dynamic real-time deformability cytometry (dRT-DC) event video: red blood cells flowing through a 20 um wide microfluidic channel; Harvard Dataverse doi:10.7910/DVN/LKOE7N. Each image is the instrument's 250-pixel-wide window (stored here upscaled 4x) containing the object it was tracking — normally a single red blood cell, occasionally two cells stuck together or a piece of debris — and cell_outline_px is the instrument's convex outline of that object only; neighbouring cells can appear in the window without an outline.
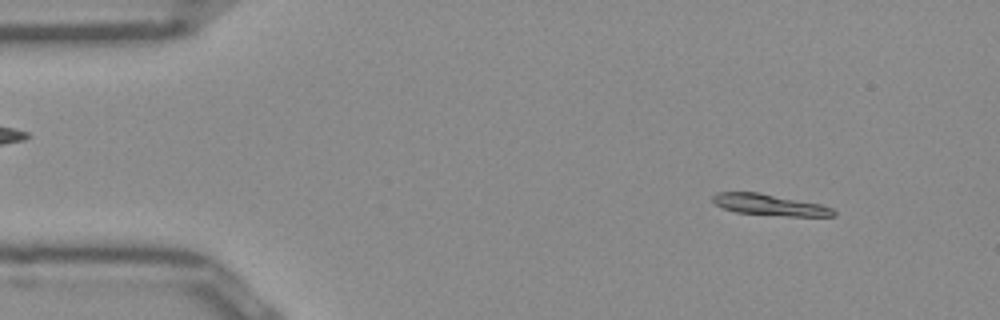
{"species": "Egyptian fruit bat (a non-hibernating species)", "species_latin": "Rousettus aegyptiacus", "temperature_condition": "room temperature", "stored_images_in_passage": 50, "camera_frame_rate_fps": 3000, "um_per_image_px": 0.085, "frame": {"image": 1, "passage_image": 5, "time_ms": 1.333, "image_size_px": [1000, 320], "cell_outline_px": [[836, 216], [788, 216], [736, 212], [720, 208], [712, 200], [712, 196], [716, 192], [760, 192], [820, 204], [832, 208], [836, 212]], "centroid_in_image_um": [65.39, 17.4], "position_along_channel_um": 19.6, "area_um2": 14.97}}
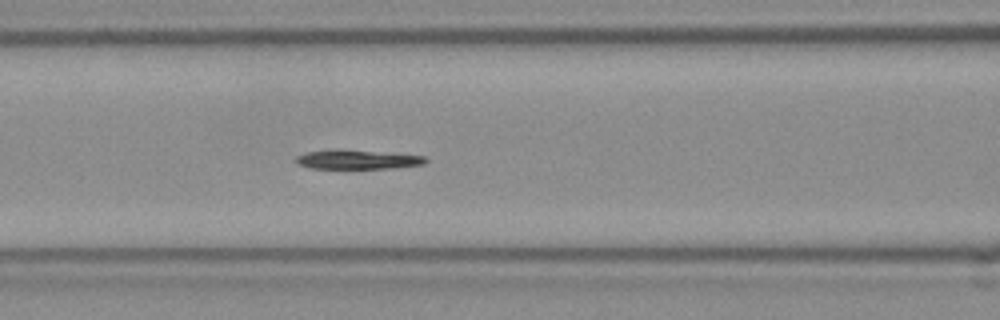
{"frame": {"image": 2, "passage_image": 20, "time_ms": 6.333, "image_size_px": [1000, 320], "cell_outline_px": [[428, 160], [424, 164], [392, 168], [312, 168], [296, 164], [296, 156], [308, 152], [336, 148], [340, 148], [424, 156]], "centroid_in_image_um": [30.35, 13.54], "position_along_channel_um": 136.3, "area_um2": 14.57}}
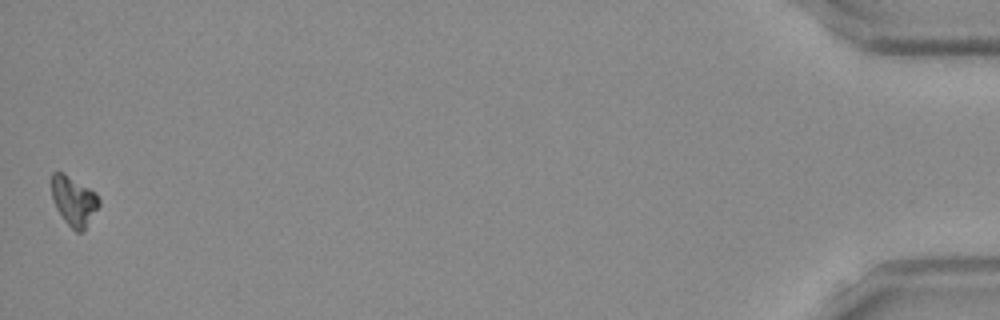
{"frame": {"image": 3, "passage_image": 50, "time_ms": 16.333, "image_size_px": [1000, 320], "cell_outline_px": [[100, 204], [84, 232], [76, 232], [64, 220], [56, 208], [52, 200], [52, 172], [64, 172], [96, 192], [100, 200]], "centroid_in_image_um": [6.29, 17.08], "position_along_channel_um": 428.9, "area_um2": 13.81}}